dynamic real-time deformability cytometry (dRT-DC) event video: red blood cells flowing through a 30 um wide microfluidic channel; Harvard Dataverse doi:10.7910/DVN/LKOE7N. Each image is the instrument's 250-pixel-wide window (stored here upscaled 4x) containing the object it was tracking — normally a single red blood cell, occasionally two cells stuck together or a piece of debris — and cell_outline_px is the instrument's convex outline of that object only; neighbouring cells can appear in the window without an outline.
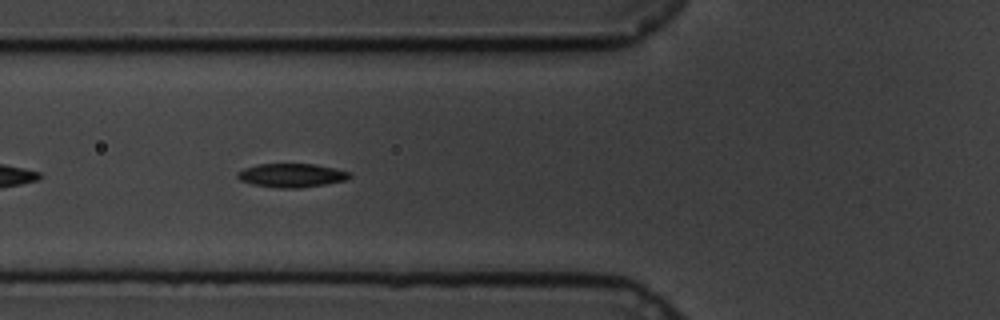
{"species": "common noctule bat (a hibernating species)", "species_latin": "Nyctalus noctula", "temperature_condition": "cold", "stored_images_in_passage": 45, "segment_of_instrument_passage": [1, 2], "camera_frame_rate_fps": 3000, "um_per_image_px": 0.085, "animal": {"sex": "male", "body_mass_g": 19.5, "forearm_length_mm": 54.6}, "frame": {"image": 1, "passage_image": 6, "time_ms": 1.667, "image_size_px": [1000, 320], "cell_outline_px": [[352, 176], [348, 180], [300, 188], [280, 188], [252, 184], [240, 180], [236, 176], [236, 172], [244, 168], [256, 164], [316, 164], [336, 168], [352, 172]], "centroid_in_image_um": [24.81, 14.9], "position_along_channel_um": 101.0, "area_um2": 15.72}}
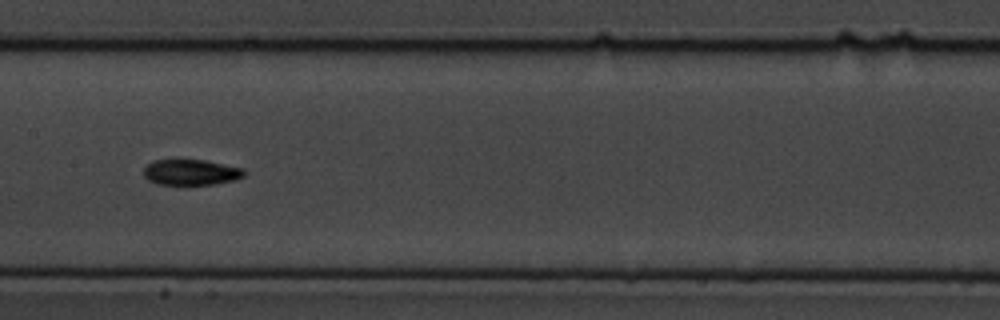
{"frame": {"image": 2, "passage_image": 14, "time_ms": 4.333, "image_size_px": [1000, 320], "cell_outline_px": [[248, 172], [244, 176], [236, 180], [216, 184], [156, 184], [148, 180], [144, 176], [144, 168], [152, 160], [172, 156], [180, 156], [204, 160], [244, 168]], "centroid_in_image_um": [16.21, 14.58], "position_along_channel_um": 191.2, "area_um2": 16.01}}
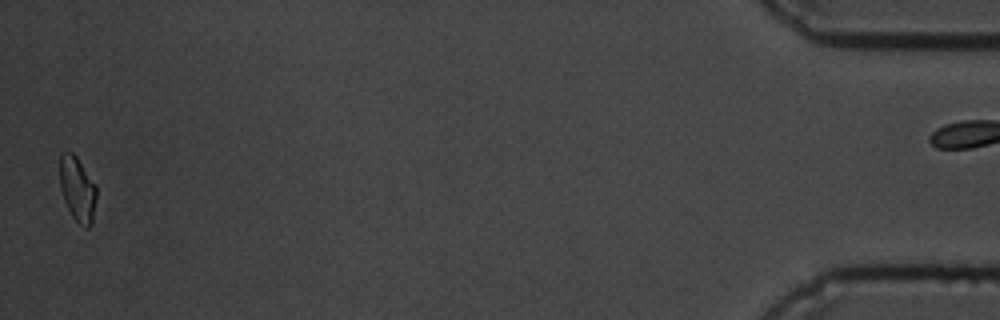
{"frame": {"image": 3, "passage_image": 43, "time_ms": 14.0, "image_size_px": [1000, 320], "cell_outline_px": [[96, 196], [92, 224], [88, 228], [84, 228], [72, 216], [64, 200], [60, 188], [60, 152], [72, 152], [76, 156], [96, 184]], "centroid_in_image_um": [6.58, 16.07], "position_along_channel_um": 428.6, "area_um2": 13.87}}